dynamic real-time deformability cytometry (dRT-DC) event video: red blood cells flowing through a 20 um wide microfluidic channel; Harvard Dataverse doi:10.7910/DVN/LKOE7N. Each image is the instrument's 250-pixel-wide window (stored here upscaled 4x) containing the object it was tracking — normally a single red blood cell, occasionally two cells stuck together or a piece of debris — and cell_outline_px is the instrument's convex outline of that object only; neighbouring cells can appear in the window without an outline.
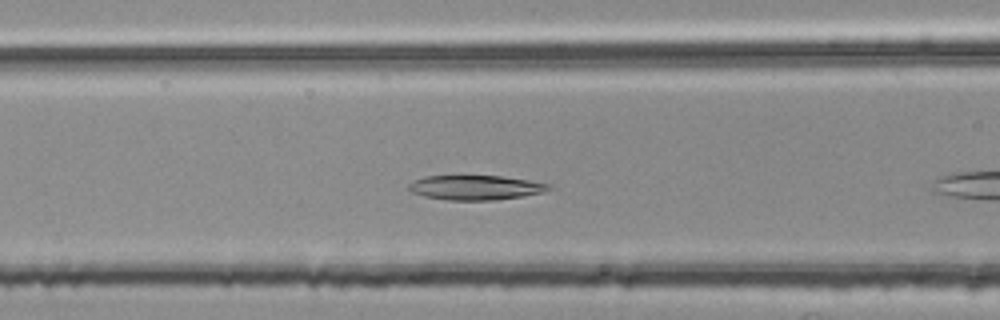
{"species": "common noctule bat (a hibernating species)", "species_latin": "Nyctalus noctula", "temperature_condition": "room temperature", "stored_images_in_passage": 17, "camera_frame_rate_fps": 3000, "um_per_image_px": 0.085, "animal": {"sex": "female", "body_mass_g": 25.1}, "frame": {"image": 1, "passage_image": 6, "time_ms": 1.667, "image_size_px": [1000, 320], "cell_outline_px": [[552, 188], [544, 192], [524, 196], [492, 200], [448, 200], [424, 196], [408, 192], [408, 184], [424, 176], [500, 176], [528, 180], [548, 184]], "centroid_in_image_um": [40.39, 15.95], "position_along_channel_um": 126.2, "area_um2": 20.0}}
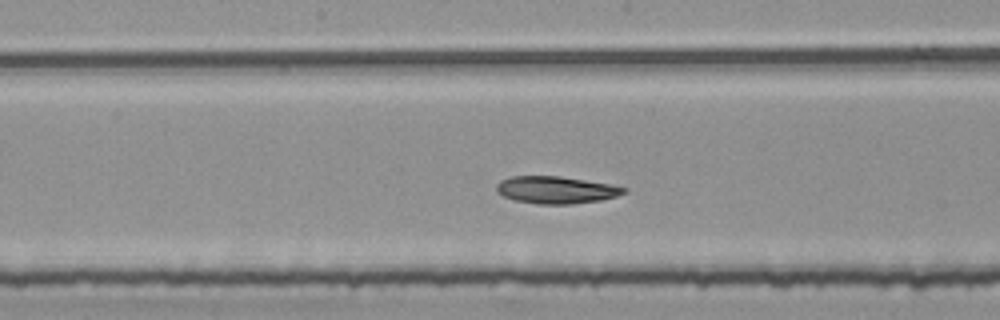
{"frame": {"image": 2, "passage_image": 12, "time_ms": 3.667, "image_size_px": [1000, 320], "cell_outline_px": [[628, 192], [616, 196], [600, 200], [572, 204], [536, 204], [516, 200], [504, 196], [496, 192], [496, 184], [500, 180], [512, 176], [560, 176], [608, 184], [628, 188]], "centroid_in_image_um": [47.25, 16.14], "position_along_channel_um": 201.0, "area_um2": 20.17}}
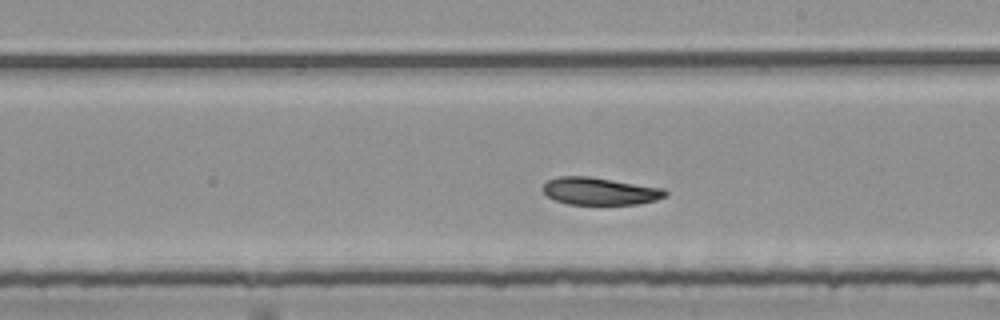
{"frame": {"image": 3, "passage_image": 15, "time_ms": 4.667, "image_size_px": [1000, 320], "cell_outline_px": [[668, 192], [664, 196], [656, 200], [636, 204], [568, 204], [556, 200], [548, 196], [544, 192], [544, 184], [548, 180], [560, 176], [588, 176], [664, 188]], "centroid_in_image_um": [51.0, 16.24], "position_along_channel_um": 238.0, "area_um2": 19.31}}